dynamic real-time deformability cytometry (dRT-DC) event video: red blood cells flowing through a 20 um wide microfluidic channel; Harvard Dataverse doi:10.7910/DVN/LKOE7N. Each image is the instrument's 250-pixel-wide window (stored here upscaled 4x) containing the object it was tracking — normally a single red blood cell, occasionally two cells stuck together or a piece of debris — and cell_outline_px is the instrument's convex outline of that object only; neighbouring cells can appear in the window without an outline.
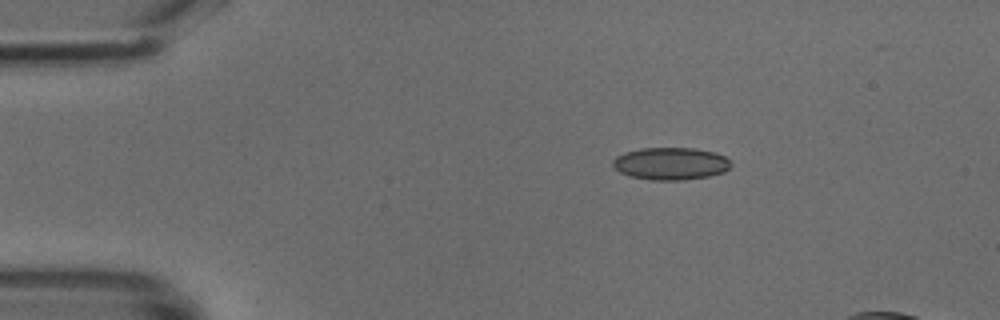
{"species": "common noctule bat (a hibernating species)", "species_latin": "Nyctalus noctula", "temperature_condition": "cold", "stored_images_in_passage": 42, "camera_frame_rate_fps": 3000, "um_per_image_px": 0.085, "animal": {"sex": "male", "body_mass_g": 18.8}, "frame": {"image": 1, "passage_image": 7, "time_ms": 2.0, "image_size_px": [1000, 320], "cell_outline_px": [[732, 164], [724, 172], [708, 176], [684, 180], [652, 180], [628, 176], [612, 168], [612, 160], [616, 156], [624, 152], [640, 148], [692, 148], [716, 152], [724, 156]], "centroid_in_image_um": [56.96, 13.9], "position_along_channel_um": 28.0, "area_um2": 22.48}}
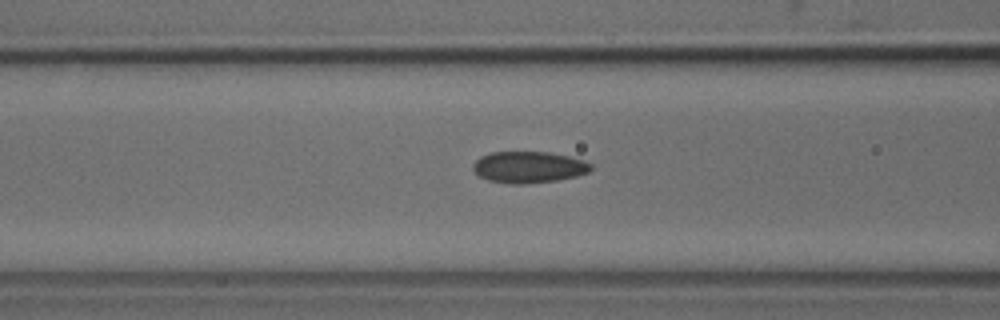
{"frame": {"image": 2, "passage_image": 18, "time_ms": 5.667, "image_size_px": [1000, 320], "cell_outline_px": [[592, 168], [588, 172], [576, 176], [556, 180], [524, 184], [512, 184], [488, 180], [480, 176], [472, 168], [472, 164], [480, 156], [492, 152], [552, 152], [584, 160], [592, 164]], "centroid_in_image_um": [44.94, 14.2], "position_along_channel_um": 121.7, "area_um2": 21.62}}
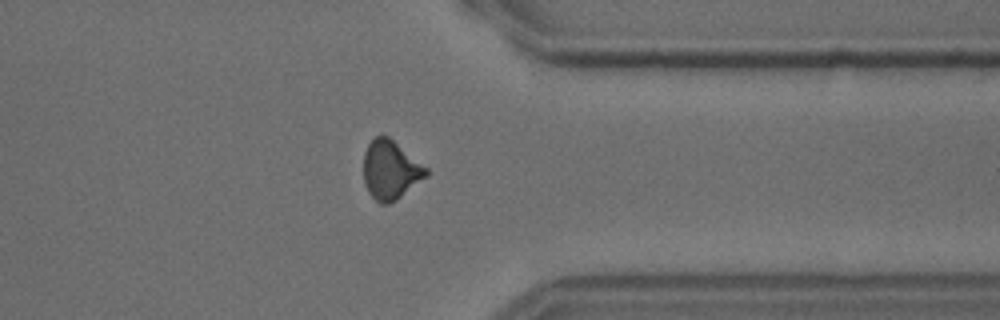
{"frame": {"image": 3, "passage_image": 37, "time_ms": 12.0, "image_size_px": [1000, 320], "cell_outline_px": [[428, 176], [396, 200], [388, 204], [380, 204], [368, 192], [364, 184], [364, 152], [368, 144], [376, 136], [388, 136], [428, 168]], "centroid_in_image_um": [33.2, 14.46], "position_along_channel_um": 378.2, "area_um2": 21.44}}